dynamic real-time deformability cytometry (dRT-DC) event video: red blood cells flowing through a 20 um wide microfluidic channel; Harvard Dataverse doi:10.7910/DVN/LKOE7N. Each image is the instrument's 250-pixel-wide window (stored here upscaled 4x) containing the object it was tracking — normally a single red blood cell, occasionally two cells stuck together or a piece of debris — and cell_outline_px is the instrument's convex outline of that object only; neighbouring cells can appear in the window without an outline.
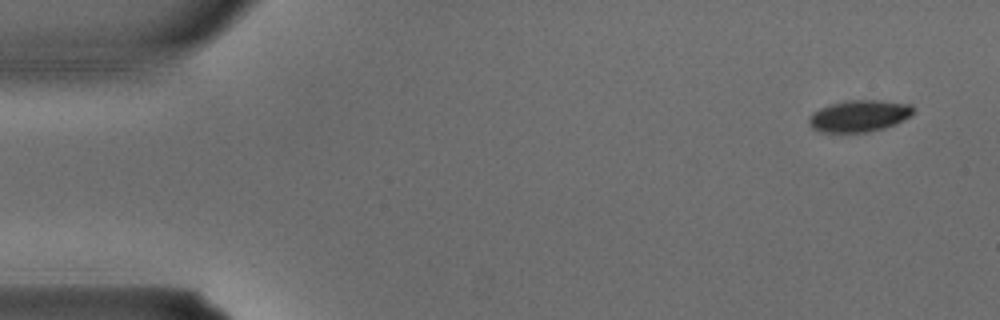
{"species": "common noctule bat (a hibernating species)", "species_latin": "Nyctalus noctula", "temperature_condition": "warm", "stored_images_in_passage": 4, "camera_frame_rate_fps": 3000, "um_per_image_px": 0.085, "animal": {"sex": "male", "body_mass_g": 15.6}, "frame": {"image": 1, "passage_image": 1, "time_ms": 0.0, "image_size_px": [1000, 320], "cell_outline_px": [[916, 108], [908, 116], [884, 128], [868, 132], [820, 132], [812, 128], [808, 124], [808, 120], [812, 112], [820, 108], [832, 104], [848, 100], [880, 100], [912, 104]], "centroid_in_image_um": [72.99, 9.85], "position_along_channel_um": 12.0, "area_um2": 19.13}}
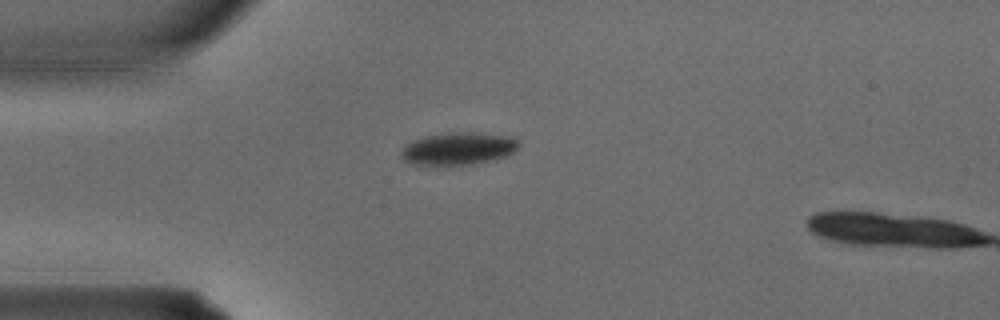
{"frame": {"image": 2, "passage_image": 3, "time_ms": 0.667, "image_size_px": [1000, 320], "cell_outline_px": [[520, 148], [508, 156], [492, 160], [472, 164], [412, 164], [404, 160], [400, 156], [400, 152], [404, 144], [412, 140], [424, 136], [444, 132], [472, 132], [508, 136], [516, 140], [520, 144]], "centroid_in_image_um": [38.94, 12.61], "position_along_channel_um": 46.1, "area_um2": 22.43}}